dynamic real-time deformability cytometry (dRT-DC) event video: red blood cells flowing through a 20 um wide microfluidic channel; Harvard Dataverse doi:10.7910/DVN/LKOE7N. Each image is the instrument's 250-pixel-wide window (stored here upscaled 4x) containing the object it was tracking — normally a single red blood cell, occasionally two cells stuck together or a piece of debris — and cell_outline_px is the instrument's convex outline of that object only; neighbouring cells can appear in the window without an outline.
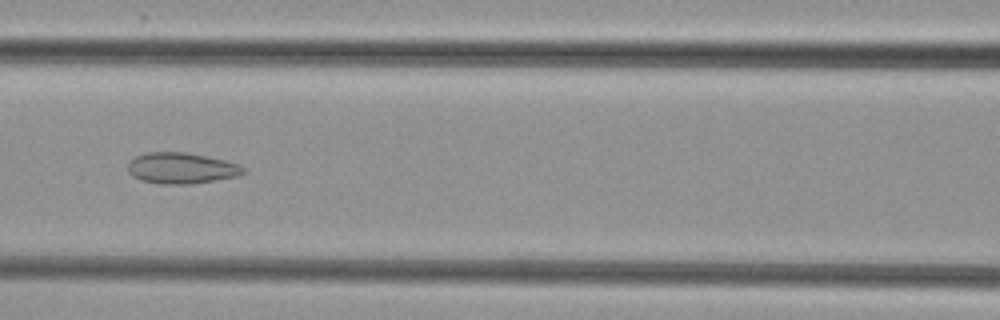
{"species": "common noctule bat (a hibernating species)", "species_latin": "Nyctalus noctula", "temperature_condition": "cold", "stored_images_in_passage": 6, "camera_frame_rate_fps": 3000, "um_per_image_px": 0.085, "animal": {"sex": "female", "body_mass_g": 29.2, "forearm_length_mm": 56.3}, "frame": {"image": 1, "passage_image": 6, "time_ms": 7.667, "image_size_px": [1000, 320], "cell_outline_px": [[248, 172], [240, 176], [192, 184], [160, 184], [140, 180], [132, 176], [128, 172], [128, 164], [136, 156], [148, 152], [188, 152], [224, 160], [240, 164]], "centroid_in_image_um": [15.46, 14.3], "position_along_channel_um": 151.1, "area_um2": 21.1}}